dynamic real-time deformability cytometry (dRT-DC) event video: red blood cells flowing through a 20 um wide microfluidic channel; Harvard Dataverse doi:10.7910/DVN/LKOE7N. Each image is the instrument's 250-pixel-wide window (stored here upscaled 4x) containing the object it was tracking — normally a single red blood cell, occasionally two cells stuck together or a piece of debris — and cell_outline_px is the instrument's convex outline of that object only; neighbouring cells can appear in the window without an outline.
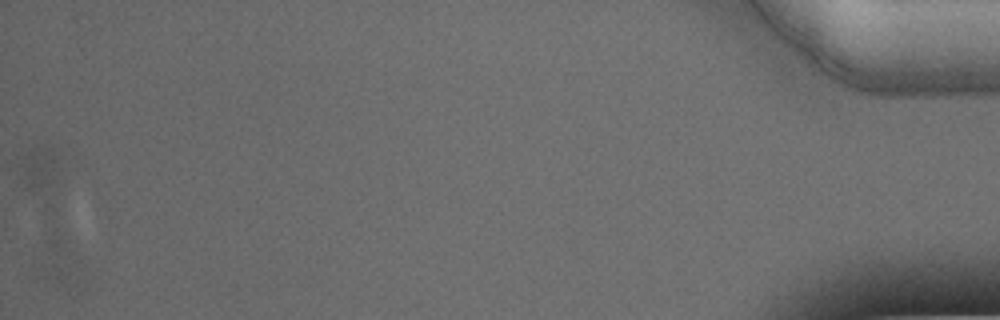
{"species": "Egyptian fruit bat (a non-hibernating species)", "species_latin": "Rousettus aegyptiacus", "temperature_condition": "warm", "stored_images_in_passage": 57, "segment_of_instrument_passage": [3, 3], "camera_frame_rate_fps": 3000, "um_per_image_px": 0.085, "animal": {"sex": "male"}, "frame": {"image": 1, "passage_image": 57, "time_ms": 18.667, "image_size_px": [1000, 320], "cell_outline_px": [[80, 260], [68, 280], [64, 284], [56, 288], [44, 276], [24, 184], [24, 156], [28, 152], [44, 144], [52, 144], [56, 152]], "centroid_in_image_um": [4.28, 18.25], "position_along_channel_um": 430.9, "area_um2": 35.89}}